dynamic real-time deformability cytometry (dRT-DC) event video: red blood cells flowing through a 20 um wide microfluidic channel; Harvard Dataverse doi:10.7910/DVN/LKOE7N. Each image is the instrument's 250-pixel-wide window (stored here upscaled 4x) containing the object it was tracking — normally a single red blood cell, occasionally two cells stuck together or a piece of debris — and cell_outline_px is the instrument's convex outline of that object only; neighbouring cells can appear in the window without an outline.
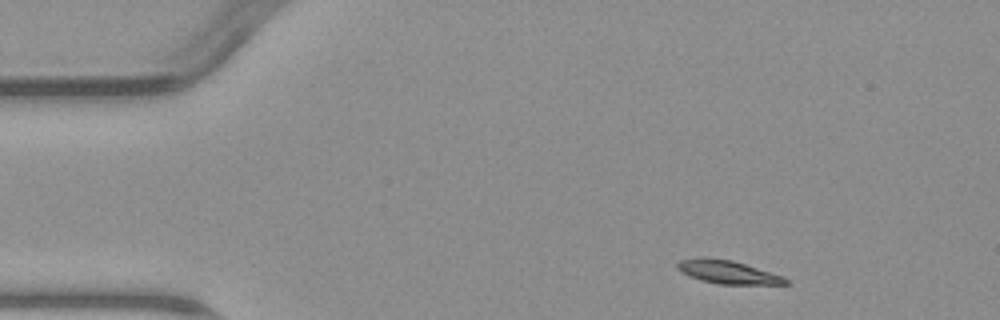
{"species": "common noctule bat (a hibernating species)", "species_latin": "Nyctalus noctula", "temperature_condition": "warm", "stored_images_in_passage": 6, "camera_frame_rate_fps": 3000, "um_per_image_px": 0.085, "animal": {"sex": "male", "body_mass_g": 23.1, "forearm_length_mm": 52.7}, "frame": {"image": 1, "passage_image": 1, "time_ms": 0.0, "image_size_px": [1000, 320], "cell_outline_px": [[792, 284], [716, 284], [700, 280], [688, 276], [680, 272], [676, 268], [676, 264], [680, 260], [700, 256], [704, 256], [732, 260], [784, 276]], "centroid_in_image_um": [61.81, 23.11], "position_along_channel_um": 23.2, "area_um2": 14.97}}
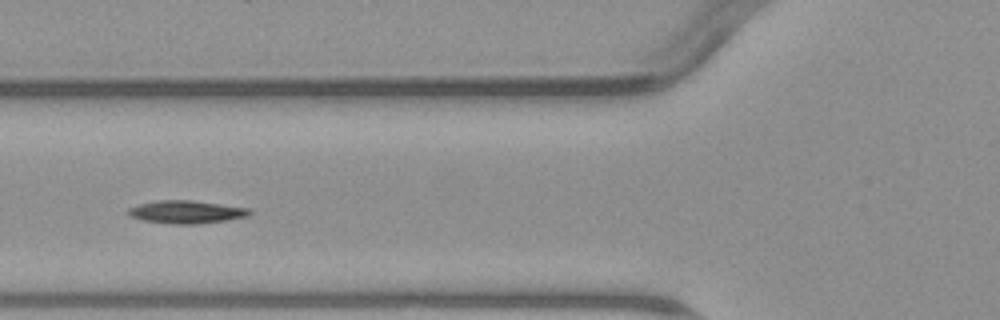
{"frame": {"image": 2, "passage_image": 4, "time_ms": 4.333, "image_size_px": [1000, 320], "cell_outline_px": [[252, 212], [248, 216], [224, 220], [196, 224], [172, 224], [144, 220], [128, 216], [128, 208], [140, 204], [156, 200], [192, 200], [248, 208]], "centroid_in_image_um": [15.81, 18.01], "position_along_channel_um": 110.0, "area_um2": 16.01}}
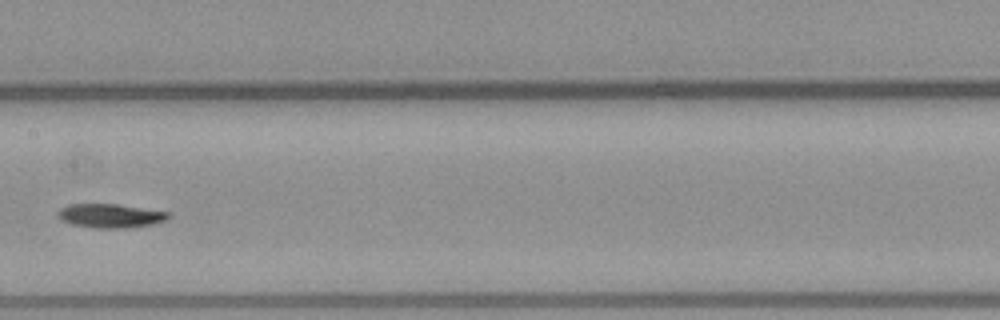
{"frame": {"image": 3, "passage_image": 6, "time_ms": 6.667, "image_size_px": [1000, 320], "cell_outline_px": [[172, 216], [168, 220], [152, 224], [124, 228], [96, 228], [72, 224], [60, 220], [56, 216], [56, 212], [60, 208], [68, 204], [116, 204], [168, 212]], "centroid_in_image_um": [9.35, 18.34], "position_along_channel_um": 198.1, "area_um2": 15.49}}